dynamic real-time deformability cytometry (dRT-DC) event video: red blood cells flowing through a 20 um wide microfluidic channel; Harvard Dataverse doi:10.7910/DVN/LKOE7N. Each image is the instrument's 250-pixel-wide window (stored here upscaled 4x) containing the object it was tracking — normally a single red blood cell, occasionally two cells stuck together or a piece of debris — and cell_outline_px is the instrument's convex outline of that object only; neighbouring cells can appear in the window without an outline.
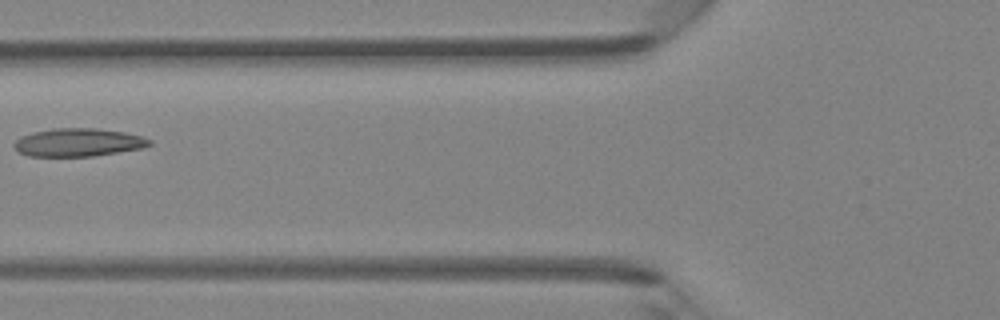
{"species": "Egyptian fruit bat (a non-hibernating species)", "species_latin": "Rousettus aegyptiacus", "temperature_condition": "room temperature", "stored_images_in_passage": 2, "camera_frame_rate_fps": 3000, "um_per_image_px": 0.085, "animal": {"sex": "female"}, "frame": {"image": 1, "passage_image": 2, "time_ms": 1.333, "image_size_px": [1000, 320], "cell_outline_px": [[152, 144], [144, 148], [92, 156], [28, 156], [20, 152], [12, 144], [20, 136], [32, 132], [52, 128], [96, 128], [124, 132], [140, 136], [152, 140]], "centroid_in_image_um": [6.65, 12.1], "position_along_channel_um": 119.2, "area_um2": 22.2}}